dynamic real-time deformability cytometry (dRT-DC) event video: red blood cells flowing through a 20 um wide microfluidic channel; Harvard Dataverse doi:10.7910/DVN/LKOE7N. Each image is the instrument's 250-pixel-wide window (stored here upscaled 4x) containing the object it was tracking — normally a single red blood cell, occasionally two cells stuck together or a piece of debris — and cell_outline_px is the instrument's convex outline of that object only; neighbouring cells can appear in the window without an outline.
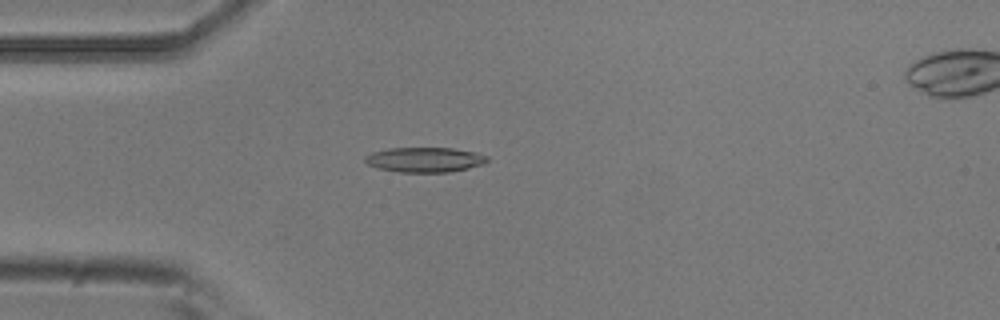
{"species": "common noctule bat (a hibernating species)", "species_latin": "Nyctalus noctula", "temperature_condition": "room temperature", "stored_images_in_passage": 6, "camera_frame_rate_fps": 3000, "um_per_image_px": 0.085, "animal": {"sex": "male", "body_mass_g": 20.5, "forearm_length_mm": 52.5}, "frame": {"image": 1, "passage_image": 4, "time_ms": 1.0, "image_size_px": [1000, 320], "cell_outline_px": [[488, 160], [484, 164], [468, 168], [448, 172], [400, 172], [380, 168], [368, 164], [364, 160], [364, 156], [372, 152], [388, 148], [452, 148], [476, 152], [488, 156]], "centroid_in_image_um": [36.12, 13.57], "position_along_channel_um": 48.9, "area_um2": 17.69}}
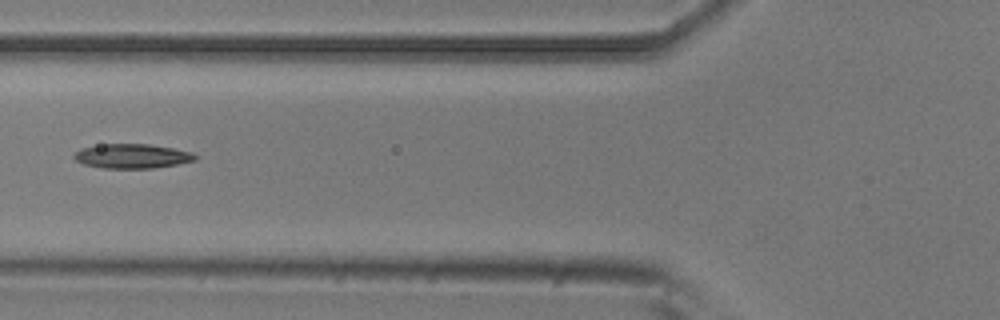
{"frame": {"image": 2, "passage_image": 6, "time_ms": 1.667, "image_size_px": [1000, 320], "cell_outline_px": [[196, 160], [176, 164], [152, 168], [100, 168], [84, 164], [76, 160], [72, 156], [80, 148], [100, 144], [148, 144], [172, 148], [192, 152], [196, 156]], "centroid_in_image_um": [11.19, 13.27], "position_along_channel_um": 114.6, "area_um2": 17.17}}